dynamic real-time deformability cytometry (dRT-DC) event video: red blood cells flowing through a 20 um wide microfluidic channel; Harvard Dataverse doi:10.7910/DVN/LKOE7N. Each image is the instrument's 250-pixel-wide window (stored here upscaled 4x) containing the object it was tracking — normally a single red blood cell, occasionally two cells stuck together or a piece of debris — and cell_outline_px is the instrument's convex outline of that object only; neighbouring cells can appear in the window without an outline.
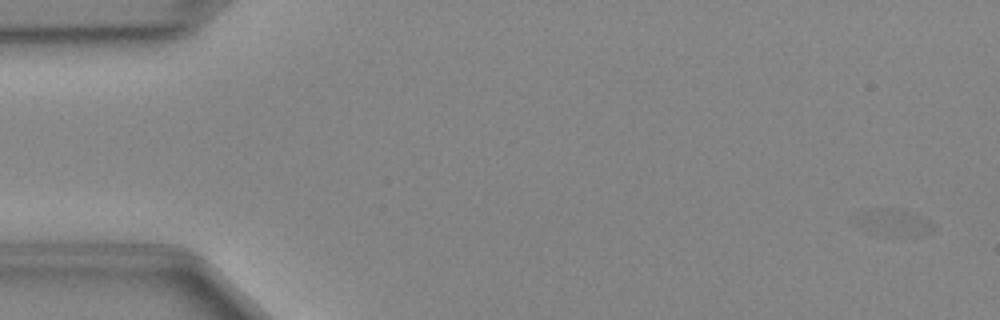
{"species": "Egyptian fruit bat (a non-hibernating species)", "species_latin": "Rousettus aegyptiacus", "temperature_condition": "cold", "stored_images_in_passage": 42, "camera_frame_rate_fps": 3000, "um_per_image_px": 0.085, "animal": {"sex": "female"}, "frame": {"image": 1, "passage_image": 1, "time_ms": 0.0, "image_size_px": [1000, 320], "cell_outline_px": [[936, 228], [920, 236], [892, 236], [860, 224], [864, 212], [876, 208], [888, 208], [920, 216], [928, 220]], "centroid_in_image_um": [76.18, 18.92], "position_along_channel_um": 8.8, "area_um2": 10.64}}